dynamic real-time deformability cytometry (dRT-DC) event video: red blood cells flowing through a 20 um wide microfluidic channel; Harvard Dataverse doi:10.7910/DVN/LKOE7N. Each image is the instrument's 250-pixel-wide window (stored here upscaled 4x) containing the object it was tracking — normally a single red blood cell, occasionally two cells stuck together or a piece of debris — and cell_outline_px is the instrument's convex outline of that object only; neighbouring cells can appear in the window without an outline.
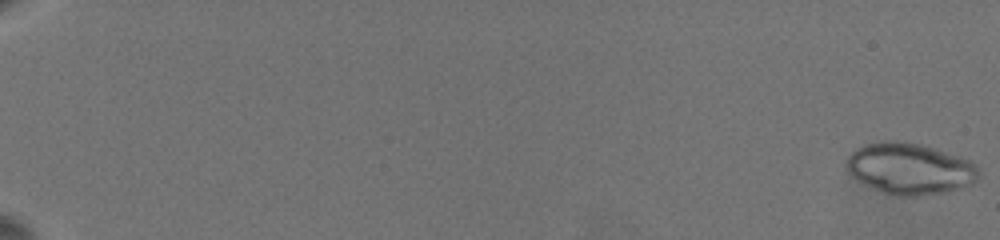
{"species": "common noctule bat (a hibernating species)", "species_latin": "Nyctalus noctula", "temperature_condition": "warm", "stored_images_in_passage": 66, "segment_of_instrument_passage": [1, 2], "camera_frame_rate_fps": 3000, "um_per_image_px": 0.085, "animal": {"sex": "female", "body_mass_g": 19.5, "forearm_length_mm": 54.1}, "frame": {"image": 1, "passage_image": 1, "time_ms": 0.0, "image_size_px": [1000, 240], "cell_outline_px": [[980, 176], [976, 180], [960, 188], [944, 192], [916, 196], [900, 196], [884, 192], [856, 180], [848, 172], [844, 164], [848, 156], [856, 148], [868, 144], [884, 140], [896, 140], [920, 144], [968, 160], [976, 164], [980, 168]], "centroid_in_image_um": [77.31, 14.33], "position_along_channel_um": 7.7, "area_um2": 39.25}}
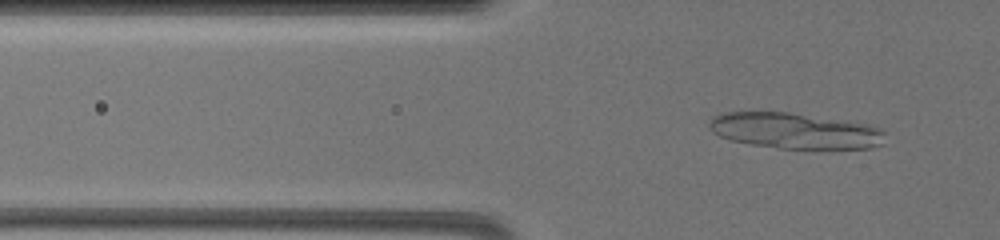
{"frame": {"image": 2, "passage_image": 34, "time_ms": 7.667, "image_size_px": [1000, 240], "cell_outline_px": [[884, 144], [872, 148], [780, 148], [752, 144], [732, 140], [720, 136], [712, 132], [708, 128], [708, 120], [716, 116], [728, 112], [788, 112], [872, 124], [884, 128]], "centroid_in_image_um": [67.63, 11.11], "position_along_channel_um": 58.2, "area_um2": 36.76}}